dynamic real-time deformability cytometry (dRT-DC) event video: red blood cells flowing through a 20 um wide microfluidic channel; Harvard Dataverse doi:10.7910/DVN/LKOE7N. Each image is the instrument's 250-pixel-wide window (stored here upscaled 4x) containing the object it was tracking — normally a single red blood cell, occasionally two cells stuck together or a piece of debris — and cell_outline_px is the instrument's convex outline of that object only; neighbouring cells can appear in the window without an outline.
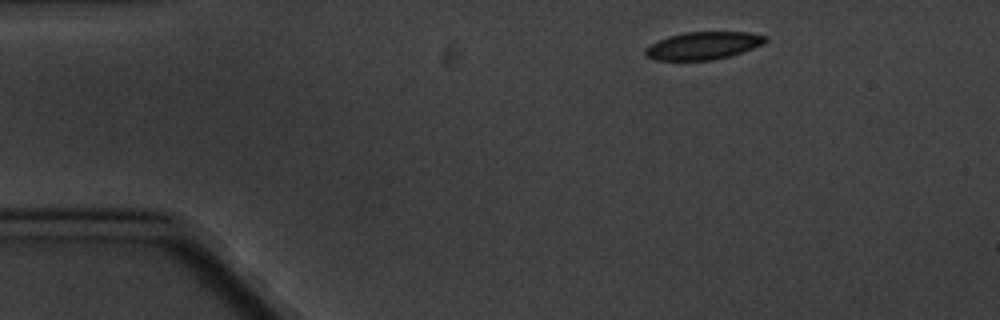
{"species": "common noctule bat (a hibernating species)", "species_latin": "Nyctalus noctula", "temperature_condition": "cold", "stored_images_in_passage": 5, "camera_frame_rate_fps": 3000, "um_per_image_px": 0.085, "animal": {"sex": "male", "body_mass_g": 20.1, "forearm_length_mm": 53.5}, "frame": {"image": 1, "passage_image": 1, "time_ms": 0.0, "image_size_px": [1000, 320], "cell_outline_px": [[768, 40], [764, 44], [728, 56], [712, 60], [656, 60], [644, 56], [644, 48], [668, 36], [684, 32], [748, 32], [768, 36]], "centroid_in_image_um": [59.76, 3.87], "position_along_channel_um": 25.2, "area_um2": 19.31}}
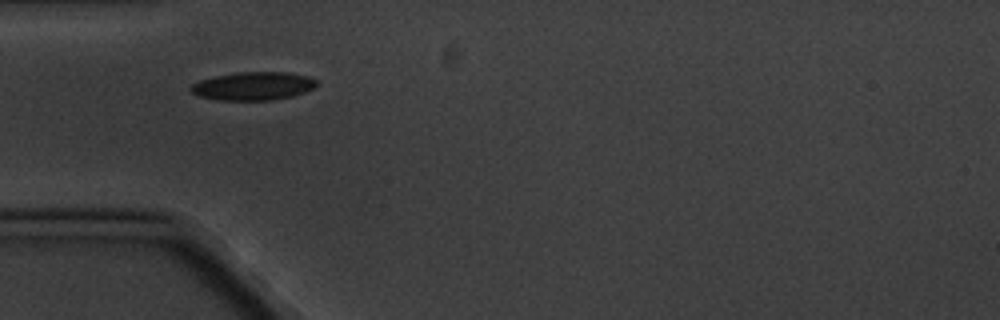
{"frame": {"image": 2, "passage_image": 3, "time_ms": 3.0, "image_size_px": [1000, 320], "cell_outline_px": [[320, 84], [304, 92], [292, 96], [272, 100], [220, 100], [200, 96], [192, 92], [188, 88], [192, 84], [200, 80], [216, 76], [236, 72], [288, 72], [308, 76], [316, 80]], "centroid_in_image_um": [21.54, 7.31], "position_along_channel_um": 63.5, "area_um2": 20.69}}